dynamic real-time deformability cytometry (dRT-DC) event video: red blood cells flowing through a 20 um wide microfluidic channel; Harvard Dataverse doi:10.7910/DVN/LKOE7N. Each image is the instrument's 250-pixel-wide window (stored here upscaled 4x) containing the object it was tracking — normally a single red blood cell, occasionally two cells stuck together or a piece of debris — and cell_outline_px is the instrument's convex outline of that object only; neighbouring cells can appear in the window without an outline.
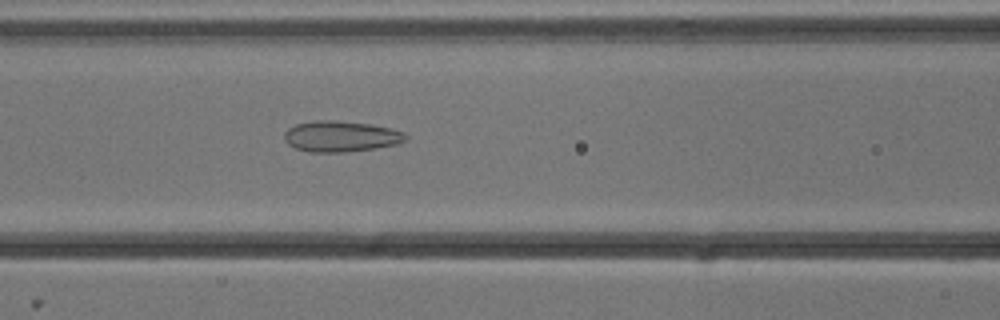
{"species": "common noctule bat (a hibernating species)", "species_latin": "Nyctalus noctula", "temperature_condition": "cold", "stored_images_in_passage": 53, "camera_frame_rate_fps": 3000, "um_per_image_px": 0.085, "animal": {"sex": "male", "body_mass_g": 13.3}, "frame": {"image": 1, "passage_image": 22, "time_ms": 7.0, "image_size_px": [1000, 320], "cell_outline_px": [[408, 136], [404, 140], [396, 144], [376, 148], [348, 152], [308, 152], [296, 148], [288, 144], [284, 140], [284, 132], [288, 128], [296, 124], [316, 120], [336, 120], [372, 124], [392, 128], [404, 132]], "centroid_in_image_um": [28.96, 11.59], "position_along_channel_um": 137.6, "area_um2": 22.02}}
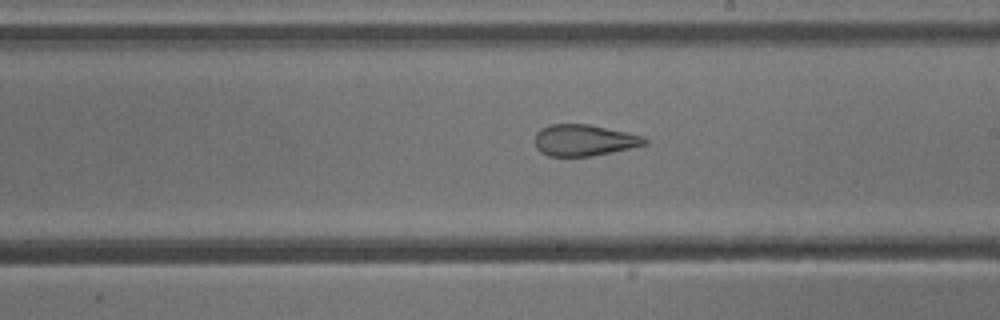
{"frame": {"image": 2, "passage_image": 30, "time_ms": 9.667, "image_size_px": [1000, 320], "cell_outline_px": [[648, 144], [592, 156], [548, 156], [540, 152], [536, 148], [536, 132], [540, 128], [552, 124], [588, 124], [644, 136], [648, 140]], "centroid_in_image_um": [49.64, 11.92], "position_along_channel_um": 239.4, "area_um2": 20.0}}
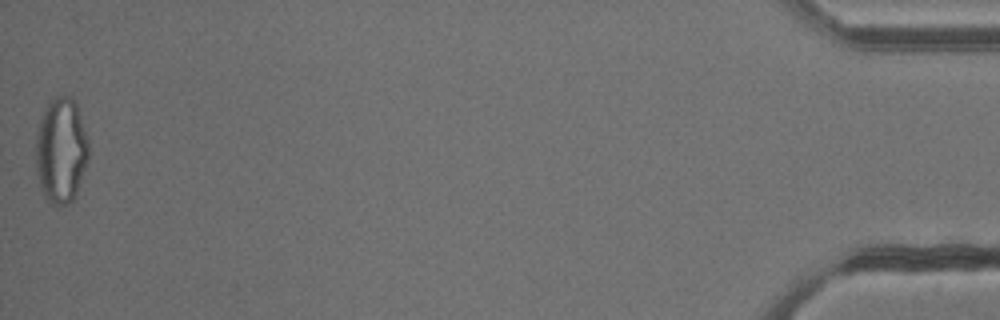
{"frame": {"image": 3, "passage_image": 53, "time_ms": 17.333, "image_size_px": [1000, 320], "cell_outline_px": [[88, 160], [76, 196], [68, 204], [52, 204], [44, 196], [40, 188], [36, 172], [36, 128], [44, 108], [56, 96], [72, 96], [76, 104], [88, 140]], "centroid_in_image_um": [5.17, 12.79], "position_along_channel_um": 430.0, "area_um2": 32.66}, "authors_computed_cell_mechanics": {"area_um2": 27.1082, "velocity_mm_per_s": 3.8137, "shape_relaxation_time_tau1_ms": null, "shape_relaxation_time_tau2_ms": 1.9505, "deformation_change_tau1": null, "deformation_change_tau2": 0.1163}}